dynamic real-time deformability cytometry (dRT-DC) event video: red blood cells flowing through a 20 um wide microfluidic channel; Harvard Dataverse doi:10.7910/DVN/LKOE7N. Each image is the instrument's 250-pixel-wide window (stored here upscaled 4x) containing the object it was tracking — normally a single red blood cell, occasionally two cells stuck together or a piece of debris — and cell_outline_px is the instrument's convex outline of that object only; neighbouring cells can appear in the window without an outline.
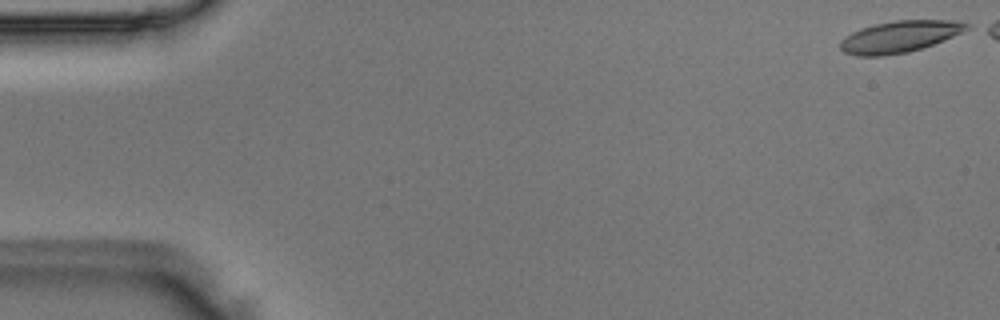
{"species": "Egyptian fruit bat (a non-hibernating species)", "species_latin": "Rousettus aegyptiacus", "temperature_condition": "room temperature", "stored_images_in_passage": 8, "camera_frame_rate_fps": 3000, "um_per_image_px": 0.085, "animal": {"sex": "male"}, "frame": {"image": 1, "passage_image": 1, "time_ms": 0.0, "image_size_px": [1000, 320], "cell_outline_px": [[972, 28], [932, 44], [908, 52], [884, 56], [856, 56], [844, 52], [840, 48], [840, 40], [852, 32], [876, 24], [896, 20], [956, 20], [968, 24]], "centroid_in_image_um": [76.46, 3.12], "position_along_channel_um": 8.5, "area_um2": 23.06}}
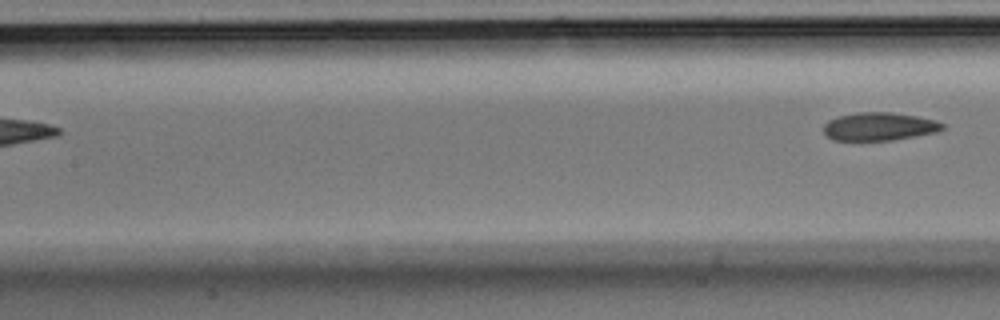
{"frame": {"image": 2, "passage_image": 8, "time_ms": 2.333, "image_size_px": [1000, 320], "cell_outline_px": [[944, 128], [936, 132], [892, 140], [832, 140], [824, 132], [824, 124], [828, 120], [836, 116], [860, 112], [892, 112], [916, 116], [936, 120], [944, 124]], "centroid_in_image_um": [74.72, 10.74], "position_along_channel_um": 132.7, "area_um2": 19.42}}